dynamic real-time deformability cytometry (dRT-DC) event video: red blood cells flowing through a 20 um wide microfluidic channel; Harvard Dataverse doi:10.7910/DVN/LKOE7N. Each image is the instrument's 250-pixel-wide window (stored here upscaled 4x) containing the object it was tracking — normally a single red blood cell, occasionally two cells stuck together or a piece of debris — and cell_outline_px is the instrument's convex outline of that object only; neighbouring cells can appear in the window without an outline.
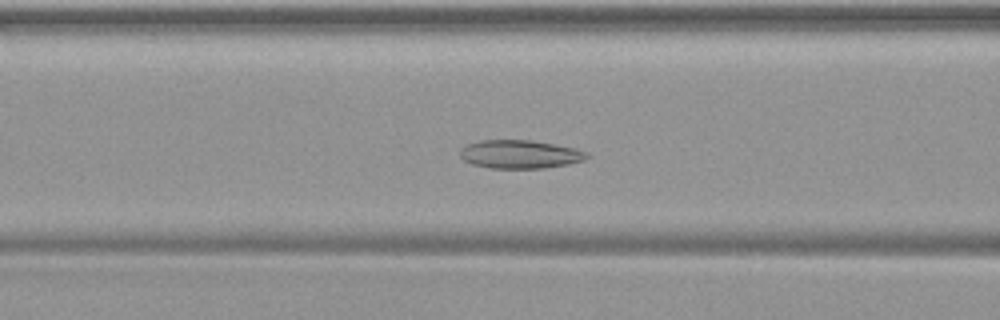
{"species": "common noctule bat (a hibernating species)", "species_latin": "Nyctalus noctula", "temperature_condition": "warm", "stored_images_in_passage": 51, "camera_frame_rate_fps": 3000, "um_per_image_px": 0.085, "animal": {"sex": "female", "body_mass_g": 19.9}, "frame": {"image": 1, "passage_image": 20, "time_ms": 6.333, "image_size_px": [1000, 320], "cell_outline_px": [[588, 156], [584, 160], [568, 164], [544, 168], [488, 168], [472, 164], [464, 160], [460, 156], [460, 148], [468, 144], [480, 140], [532, 140], [576, 148], [588, 152]], "centroid_in_image_um": [44.19, 13.11], "position_along_channel_um": 122.4, "area_um2": 21.04}}
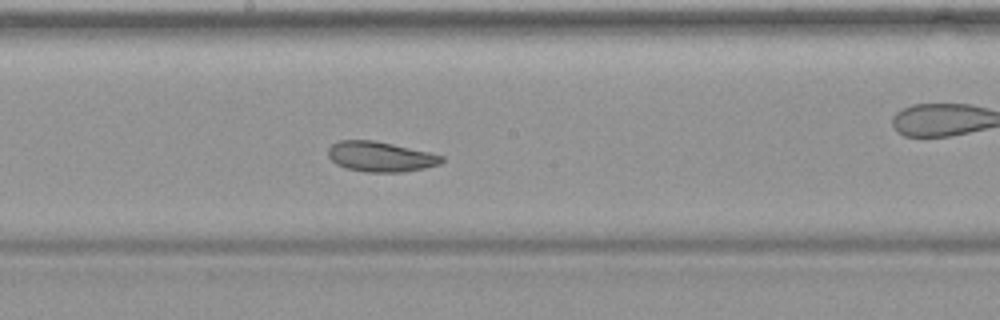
{"frame": {"image": 2, "passage_image": 27, "time_ms": 8.667, "image_size_px": [1000, 320], "cell_outline_px": [[444, 160], [440, 164], [424, 168], [404, 172], [364, 172], [344, 168], [336, 164], [328, 156], [328, 148], [332, 144], [340, 140], [372, 140], [392, 144], [428, 152], [444, 156]], "centroid_in_image_um": [32.32, 13.32], "position_along_channel_um": 215.9, "area_um2": 19.94}}
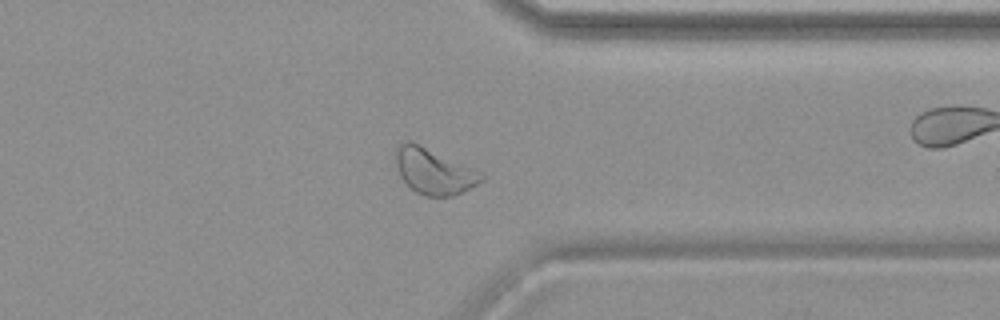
{"frame": {"image": 3, "passage_image": 39, "time_ms": 12.667, "image_size_px": [1000, 320], "cell_outline_px": [[484, 180], [452, 196], [424, 196], [416, 192], [400, 176], [392, 152], [404, 140], [412, 140], [484, 172]], "centroid_in_image_um": [36.86, 14.51], "position_along_channel_um": 374.5, "area_um2": 23.18}}